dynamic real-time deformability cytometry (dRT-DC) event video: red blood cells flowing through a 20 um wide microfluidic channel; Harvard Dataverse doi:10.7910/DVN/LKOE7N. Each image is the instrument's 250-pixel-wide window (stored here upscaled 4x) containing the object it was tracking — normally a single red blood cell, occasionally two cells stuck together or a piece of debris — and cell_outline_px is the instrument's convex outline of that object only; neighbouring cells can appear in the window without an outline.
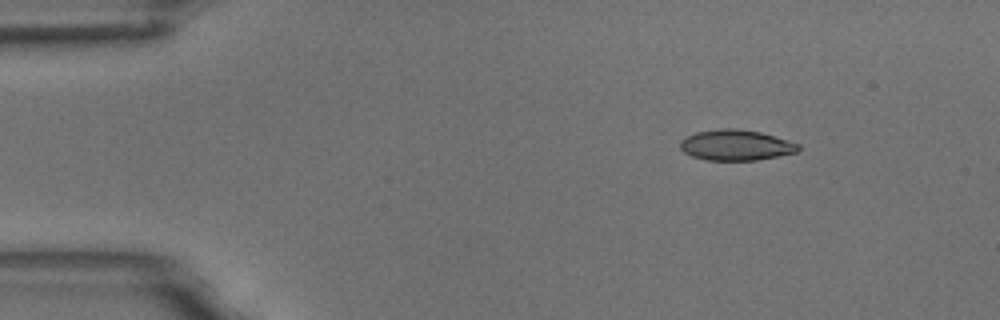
{"species": "common noctule bat (a hibernating species)", "species_latin": "Nyctalus noctula", "temperature_condition": "room temperature", "stored_images_in_passage": 10, "camera_frame_rate_fps": 3000, "um_per_image_px": 0.085, "animal": {"sex": "male", "body_mass_g": 18.8}, "frame": {"image": 1, "passage_image": 2, "time_ms": 1.333, "image_size_px": [1000, 320], "cell_outline_px": [[800, 148], [796, 152], [756, 160], [704, 160], [692, 156], [684, 152], [680, 148], [680, 140], [696, 132], [720, 128], [736, 128], [760, 132], [788, 140], [800, 144]], "centroid_in_image_um": [62.53, 12.33], "position_along_channel_um": 22.5, "area_um2": 21.04}}
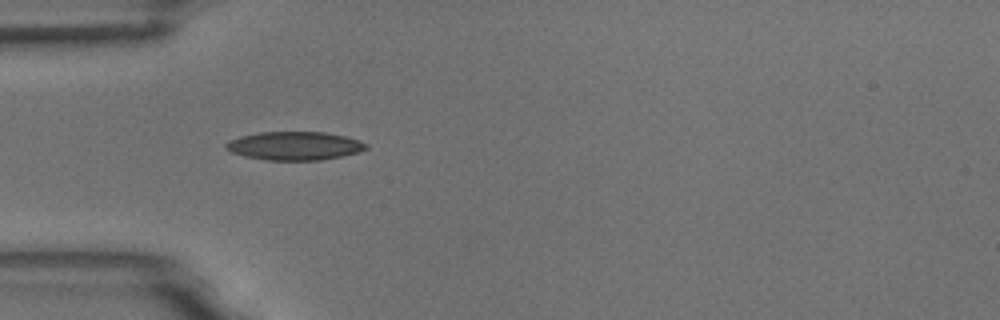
{"frame": {"image": 2, "passage_image": 4, "time_ms": 4.333, "image_size_px": [1000, 320], "cell_outline_px": [[368, 148], [360, 152], [344, 156], [320, 160], [264, 160], [244, 156], [232, 152], [224, 148], [224, 144], [228, 140], [240, 136], [260, 132], [324, 132], [344, 136], [368, 144]], "centroid_in_image_um": [25.01, 12.4], "position_along_channel_um": 60.0, "area_um2": 23.35}}
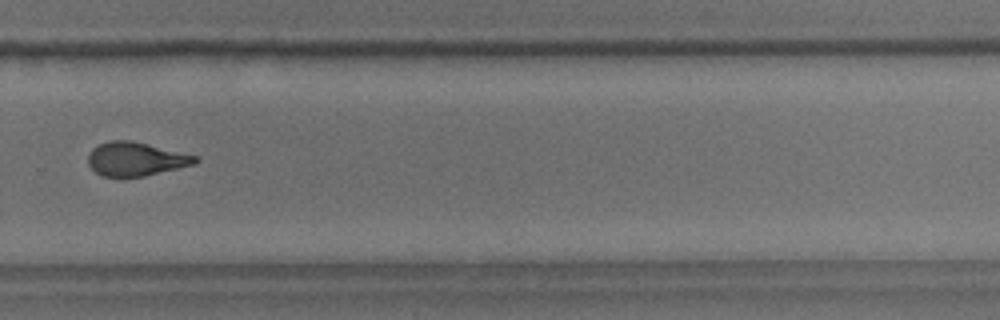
{"frame": {"image": 3, "passage_image": 10, "time_ms": 11.333, "image_size_px": [1000, 320], "cell_outline_px": [[200, 160], [196, 164], [144, 176], [104, 176], [96, 172], [88, 164], [88, 156], [92, 148], [100, 144], [112, 140], [128, 140], [148, 144], [200, 156]], "centroid_in_image_um": [11.59, 13.51], "position_along_channel_um": 318.2, "area_um2": 20.98}}